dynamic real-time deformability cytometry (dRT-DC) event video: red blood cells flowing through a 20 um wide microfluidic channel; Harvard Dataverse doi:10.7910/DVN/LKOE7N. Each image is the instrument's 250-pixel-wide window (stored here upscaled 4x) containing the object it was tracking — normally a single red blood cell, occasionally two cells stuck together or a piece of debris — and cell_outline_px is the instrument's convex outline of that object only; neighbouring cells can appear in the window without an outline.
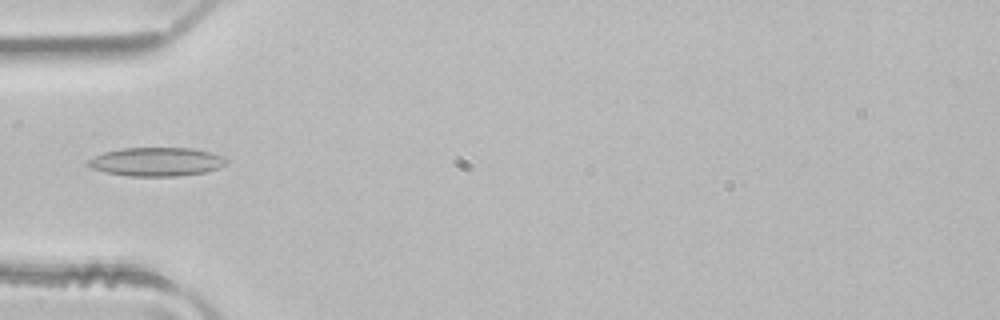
{"species": "common noctule bat (a hibernating species)", "species_latin": "Nyctalus noctula", "temperature_condition": "room temperature", "stored_images_in_passage": 1, "camera_frame_rate_fps": 3000, "um_per_image_px": 0.085, "animal": {"sex": "male", "body_mass_g": 21.5, "forearm_length_mm": 52.0}, "frame": {"image": 1, "passage_image": 1, "time_ms": 0.0, "image_size_px": [1000, 320], "cell_outline_px": [[228, 160], [220, 168], [204, 172], [176, 176], [128, 176], [108, 172], [92, 168], [84, 164], [88, 160], [104, 152], [120, 148], [192, 148], [208, 152], [220, 156]], "centroid_in_image_um": [13.27, 13.75], "position_along_channel_um": 71.7, "area_um2": 22.89}}